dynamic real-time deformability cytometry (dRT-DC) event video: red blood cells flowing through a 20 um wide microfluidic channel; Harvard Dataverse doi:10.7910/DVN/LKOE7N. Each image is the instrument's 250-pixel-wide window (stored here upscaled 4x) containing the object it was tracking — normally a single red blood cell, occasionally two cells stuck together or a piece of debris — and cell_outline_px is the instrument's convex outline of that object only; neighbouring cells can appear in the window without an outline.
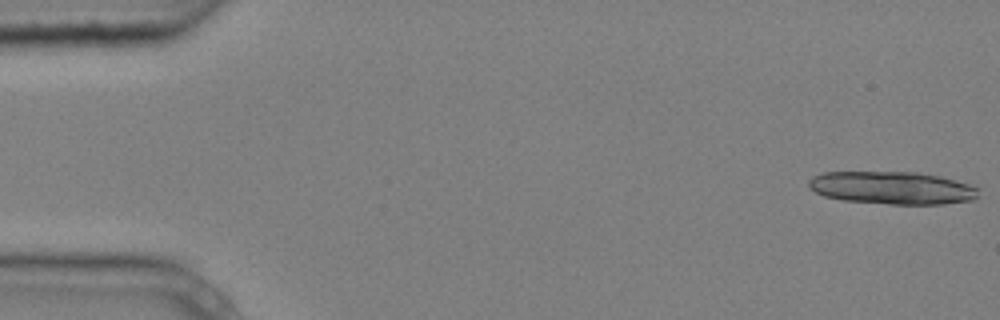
{"species": "common noctule bat (a hibernating species)", "species_latin": "Nyctalus noctula", "temperature_condition": "cold", "stored_images_in_passage": 6, "segment_of_instrument_passage": [2, 2], "camera_frame_rate_fps": 3000, "um_per_image_px": 0.085, "animal": {"sex": "male", "body_mass_g": 20.4}, "frame": {"image": 1, "passage_image": 6, "time_ms": 1.667, "image_size_px": [1000, 320], "cell_outline_px": [[980, 188], [976, 200], [944, 204], [888, 204], [844, 200], [824, 196], [808, 188], [808, 180], [812, 176], [824, 172], [916, 172], [940, 176], [968, 184]], "centroid_in_image_um": [75.84, 15.97], "position_along_channel_um": 9.2, "area_um2": 32.6}}